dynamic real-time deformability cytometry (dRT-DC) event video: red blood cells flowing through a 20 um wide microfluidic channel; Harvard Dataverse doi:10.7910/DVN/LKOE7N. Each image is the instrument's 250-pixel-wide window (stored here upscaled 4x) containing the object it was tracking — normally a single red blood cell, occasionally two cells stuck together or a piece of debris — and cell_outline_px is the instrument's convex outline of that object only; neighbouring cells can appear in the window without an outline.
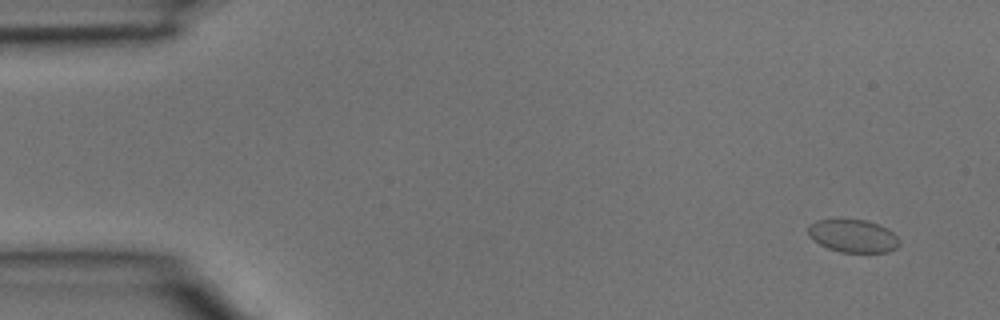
{"species": "common noctule bat (a hibernating species)", "species_latin": "Nyctalus noctula", "temperature_condition": "room temperature", "stored_images_in_passage": 4, "camera_frame_rate_fps": 3000, "um_per_image_px": 0.085, "animal": {"sex": "male", "body_mass_g": 15.6}, "frame": {"image": 1, "passage_image": 1, "time_ms": 0.0, "image_size_px": [1000, 320], "cell_outline_px": [[900, 244], [896, 248], [888, 252], [840, 252], [828, 248], [812, 240], [808, 236], [808, 224], [816, 220], [868, 220], [888, 228], [900, 240]], "centroid_in_image_um": [72.5, 20.05], "position_along_channel_um": 12.5, "area_um2": 17.57}}